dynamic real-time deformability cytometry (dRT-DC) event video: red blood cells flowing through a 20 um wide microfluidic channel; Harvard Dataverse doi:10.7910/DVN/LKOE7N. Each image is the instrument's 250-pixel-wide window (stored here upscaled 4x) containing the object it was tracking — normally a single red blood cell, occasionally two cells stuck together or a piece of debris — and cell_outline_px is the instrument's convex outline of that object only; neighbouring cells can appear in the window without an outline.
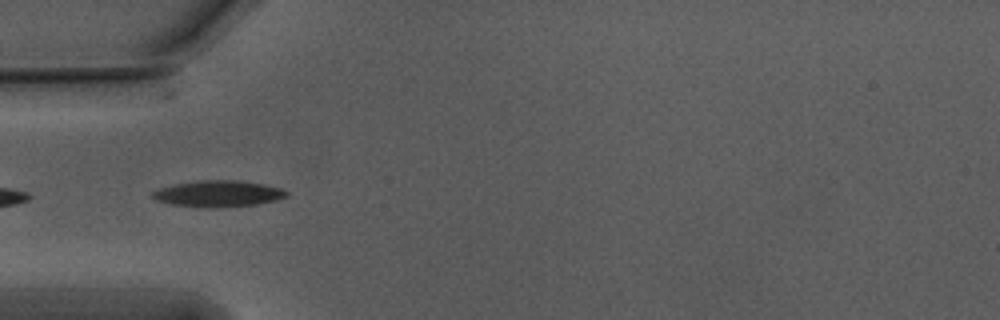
{"species": "Egyptian fruit bat (a non-hibernating species)", "species_latin": "Rousettus aegyptiacus", "temperature_condition": "warm", "stored_images_in_passage": 25, "camera_frame_rate_fps": 3000, "um_per_image_px": 0.085, "animal": {"sex": "male"}, "frame": {"image": 1, "passage_image": 2, "time_ms": 0.333, "image_size_px": [1000, 320], "cell_outline_px": [[288, 196], [276, 200], [256, 204], [216, 208], [200, 208], [172, 204], [160, 200], [152, 196], [152, 192], [160, 188], [176, 184], [196, 180], [236, 180], [264, 184], [284, 188], [288, 192]], "centroid_in_image_um": [18.6, 16.46], "position_along_channel_um": 66.4, "area_um2": 20.58}}
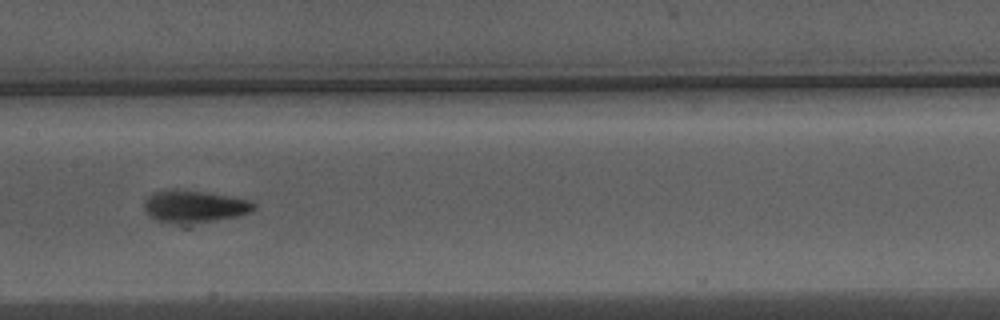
{"frame": {"image": 2, "passage_image": 12, "time_ms": 3.667, "image_size_px": [1000, 320], "cell_outline_px": [[256, 208], [252, 212], [188, 228], [180, 228], [156, 220], [148, 216], [144, 208], [144, 200], [152, 192], [172, 188], [204, 192], [248, 200], [256, 204]], "centroid_in_image_um": [16.45, 17.62], "position_along_channel_um": 191.0, "area_um2": 21.85}}
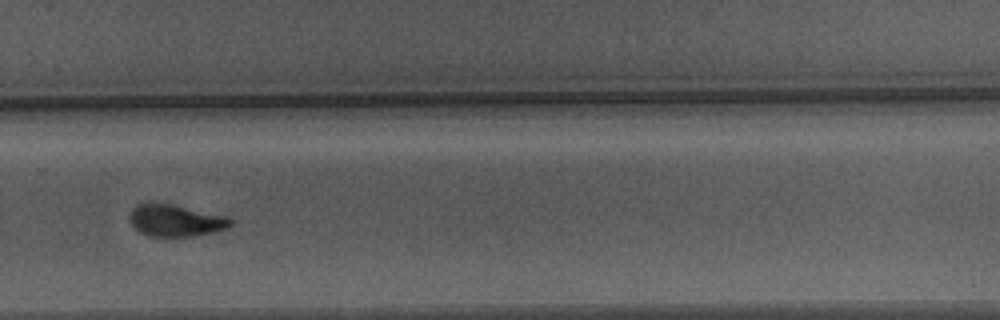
{"frame": {"image": 3, "passage_image": 22, "time_ms": 7.0, "image_size_px": [1000, 320], "cell_outline_px": [[232, 224], [228, 228], [212, 232], [192, 236], [148, 236], [140, 232], [128, 220], [128, 216], [132, 208], [136, 204], [148, 200], [172, 204], [228, 216], [232, 220]], "centroid_in_image_um": [14.87, 18.7], "position_along_channel_um": 314.9, "area_um2": 19.19}}